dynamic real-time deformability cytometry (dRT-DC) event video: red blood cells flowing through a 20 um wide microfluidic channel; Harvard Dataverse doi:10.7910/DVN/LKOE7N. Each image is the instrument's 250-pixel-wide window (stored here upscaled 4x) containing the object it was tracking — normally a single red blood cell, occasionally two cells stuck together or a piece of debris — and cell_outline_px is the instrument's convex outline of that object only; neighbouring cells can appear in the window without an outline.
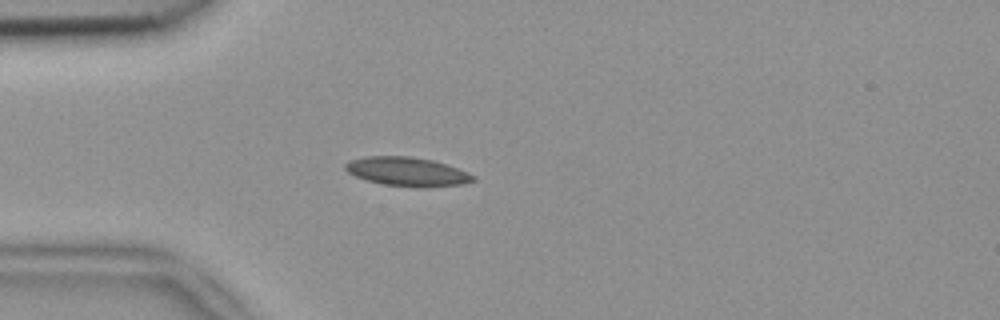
{"species": "common noctule bat (a hibernating species)", "species_latin": "Nyctalus noctula", "temperature_condition": "room temperature", "stored_images_in_passage": 5, "camera_frame_rate_fps": 3000, "um_per_image_px": 0.085, "animal": {"sex": "female", "body_mass_g": 18.4}, "frame": {"image": 1, "passage_image": 3, "time_ms": 0.667, "image_size_px": [1000, 320], "cell_outline_px": [[476, 180], [464, 184], [428, 188], [416, 188], [384, 184], [368, 180], [356, 176], [348, 172], [344, 168], [344, 164], [348, 160], [364, 156], [408, 156], [432, 160], [468, 172], [476, 176]], "centroid_in_image_um": [34.62, 14.6], "position_along_channel_um": 50.4, "area_um2": 21.73}}